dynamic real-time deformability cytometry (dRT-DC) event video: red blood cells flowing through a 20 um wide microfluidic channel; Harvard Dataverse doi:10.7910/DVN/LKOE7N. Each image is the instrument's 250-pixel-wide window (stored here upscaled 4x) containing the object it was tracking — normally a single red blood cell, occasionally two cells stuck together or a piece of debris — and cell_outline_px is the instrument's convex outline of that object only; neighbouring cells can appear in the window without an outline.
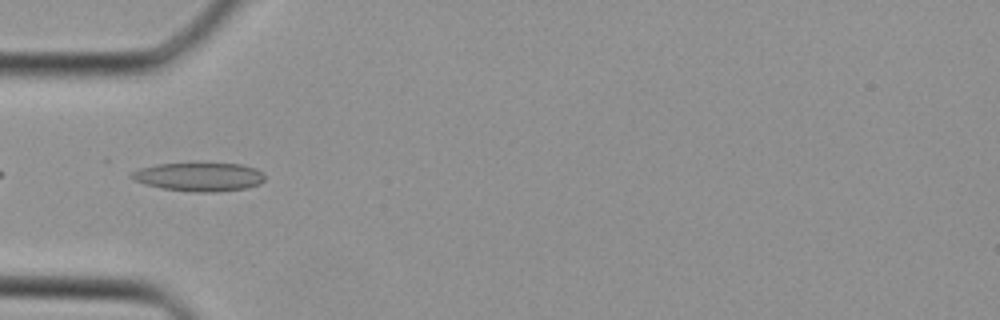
{"species": "Egyptian fruit bat (a non-hibernating species)", "species_latin": "Rousettus aegyptiacus", "temperature_condition": "cold", "stored_images_in_passage": 31, "camera_frame_rate_fps": 3000, "um_per_image_px": 0.085, "animal": {"sex": "female"}, "frame": {"image": 1, "passage_image": 5, "time_ms": 1.333, "image_size_px": [1000, 320], "cell_outline_px": [[264, 180], [260, 184], [244, 188], [212, 192], [196, 192], [160, 188], [144, 184], [128, 176], [132, 172], [140, 168], [156, 164], [240, 164], [256, 168], [264, 172]], "centroid_in_image_um": [16.93, 15.03], "position_along_channel_um": 68.1, "area_um2": 22.02}}
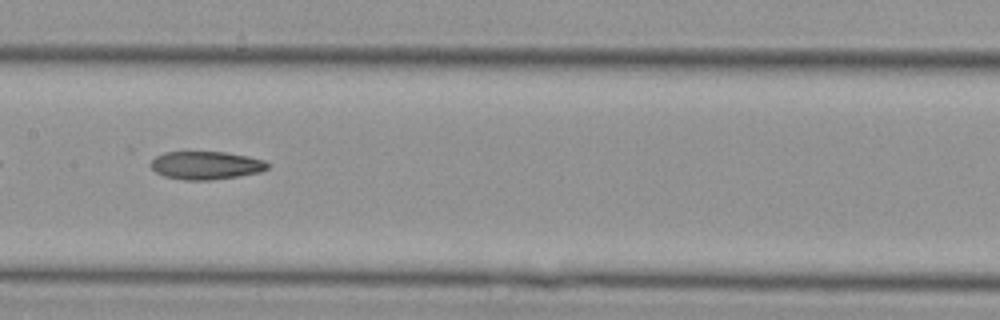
{"frame": {"image": 2, "passage_image": 12, "time_ms": 3.667, "image_size_px": [1000, 320], "cell_outline_px": [[268, 168], [260, 172], [240, 176], [208, 180], [184, 180], [164, 176], [156, 172], [152, 168], [152, 160], [156, 156], [164, 152], [224, 152], [248, 156], [264, 160], [268, 164]], "centroid_in_image_um": [17.52, 14.05], "position_along_channel_um": 189.9, "area_um2": 19.02}}
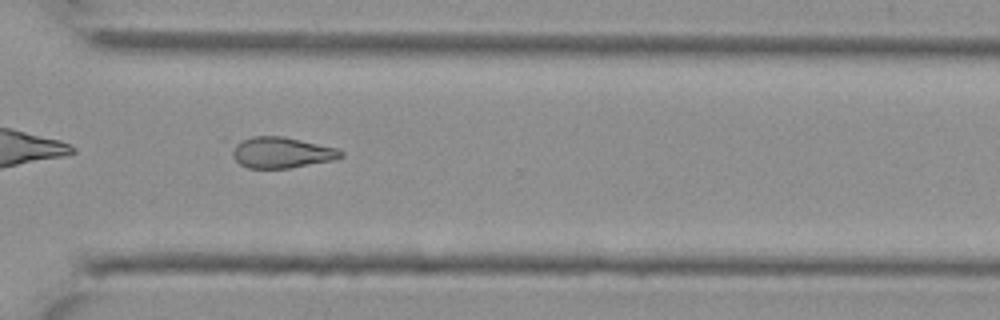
{"frame": {"image": 3, "passage_image": 21, "time_ms": 6.667, "image_size_px": [1000, 320], "cell_outline_px": [[344, 156], [332, 160], [288, 168], [248, 168], [240, 164], [232, 156], [220, 140], [224, 136], [284, 136], [336, 148], [344, 152]], "centroid_in_image_um": [23.59, 12.89], "position_along_channel_um": 347.0, "area_um2": 21.1}}